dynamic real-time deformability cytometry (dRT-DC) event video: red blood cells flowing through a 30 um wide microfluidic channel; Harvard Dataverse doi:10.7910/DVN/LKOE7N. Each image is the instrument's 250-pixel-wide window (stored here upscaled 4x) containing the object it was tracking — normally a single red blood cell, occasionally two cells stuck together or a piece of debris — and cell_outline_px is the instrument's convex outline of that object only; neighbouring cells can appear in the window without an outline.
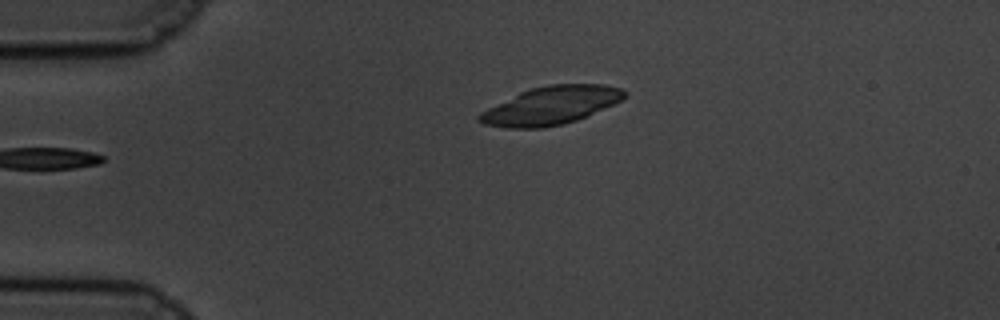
{"species": "common noctule bat (a hibernating species)", "species_latin": "Nyctalus noctula", "temperature_condition": "cold", "stored_images_in_passage": 41, "camera_frame_rate_fps": 3000, "um_per_image_px": 0.085, "animal": {"sex": "male", "body_mass_g": 19.5, "forearm_length_mm": 54.6}, "frame": {"image": 1, "passage_image": 1, "time_ms": 0.0, "image_size_px": [1000, 320], "cell_outline_px": [[628, 96], [612, 104], [576, 120], [564, 124], [544, 128], [504, 128], [484, 124], [476, 120], [476, 116], [480, 112], [520, 92], [532, 88], [548, 84], [604, 84], [620, 88], [628, 92]], "centroid_in_image_um": [46.8, 8.97], "position_along_channel_um": 38.2, "area_um2": 32.08}}